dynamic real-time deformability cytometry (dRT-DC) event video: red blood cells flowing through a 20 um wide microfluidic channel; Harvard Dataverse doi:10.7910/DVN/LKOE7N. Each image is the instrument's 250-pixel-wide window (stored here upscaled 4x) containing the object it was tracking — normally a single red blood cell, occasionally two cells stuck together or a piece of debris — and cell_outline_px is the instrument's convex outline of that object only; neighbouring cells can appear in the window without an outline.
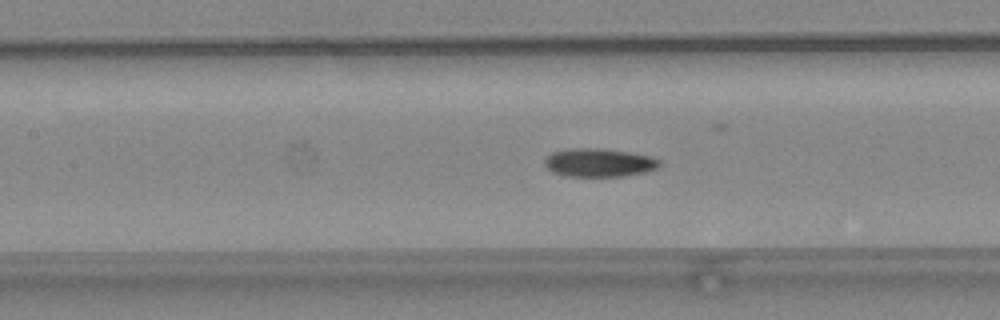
{"species": "common noctule bat (a hibernating species)", "species_latin": "Nyctalus noctula", "temperature_condition": "warm", "stored_images_in_passage": 50, "camera_frame_rate_fps": 3000, "um_per_image_px": 0.085, "animal": {"sex": "female", "body_mass_g": 24.6, "forearm_length_mm": 56.2}, "frame": {"image": 1, "passage_image": 23, "time_ms": 7.333, "image_size_px": [1000, 320], "cell_outline_px": [[660, 164], [656, 168], [644, 172], [620, 176], [568, 176], [552, 172], [544, 164], [544, 160], [552, 152], [568, 148], [604, 148], [632, 152], [648, 156], [660, 160]], "centroid_in_image_um": [50.89, 13.8], "position_along_channel_um": 156.5, "area_um2": 18.96}}
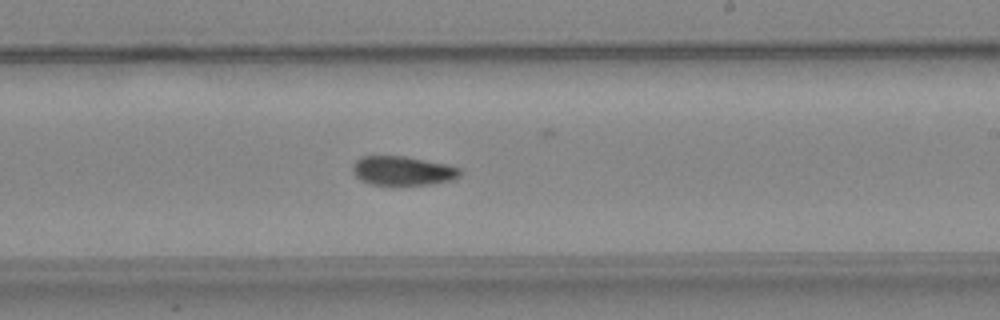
{"frame": {"image": 2, "passage_image": 30, "time_ms": 9.667, "image_size_px": [1000, 320], "cell_outline_px": [[460, 176], [452, 180], [428, 184], [392, 188], [368, 184], [360, 180], [352, 172], [352, 164], [360, 156], [404, 156], [448, 164], [460, 168]], "centroid_in_image_um": [34.17, 14.56], "position_along_channel_um": 254.8, "area_um2": 19.07}}
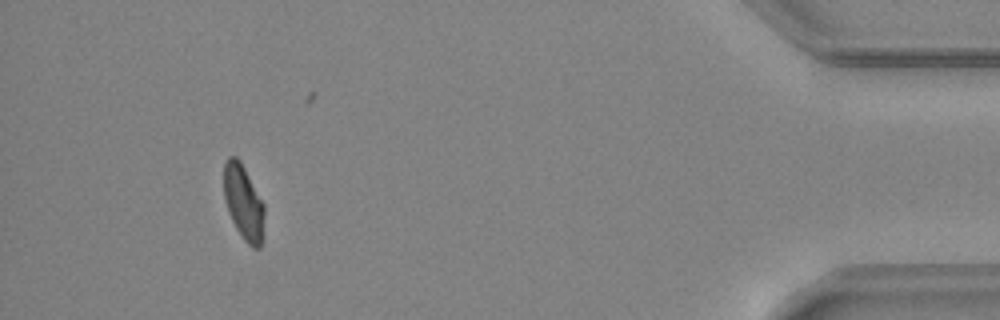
{"frame": {"image": 3, "passage_image": 46, "time_ms": 15.0, "image_size_px": [1000, 320], "cell_outline_px": [[264, 216], [260, 248], [252, 248], [244, 240], [236, 228], [228, 212], [224, 200], [224, 164], [228, 156], [236, 156], [240, 160], [264, 204]], "centroid_in_image_um": [20.68, 17.19], "position_along_channel_um": 414.5, "area_um2": 17.57}, "authors_computed_cell_mechanics": {"area_um2": 18.207, "velocity_mm_per_s": 4.2213, "shape_relaxation_time_tau1_ms": 8.7867, "shape_relaxation_time_tau2_ms": 4.6015, "deformation_change_tau1": 0.1916, "deformation_change_tau2": 0.0992}}